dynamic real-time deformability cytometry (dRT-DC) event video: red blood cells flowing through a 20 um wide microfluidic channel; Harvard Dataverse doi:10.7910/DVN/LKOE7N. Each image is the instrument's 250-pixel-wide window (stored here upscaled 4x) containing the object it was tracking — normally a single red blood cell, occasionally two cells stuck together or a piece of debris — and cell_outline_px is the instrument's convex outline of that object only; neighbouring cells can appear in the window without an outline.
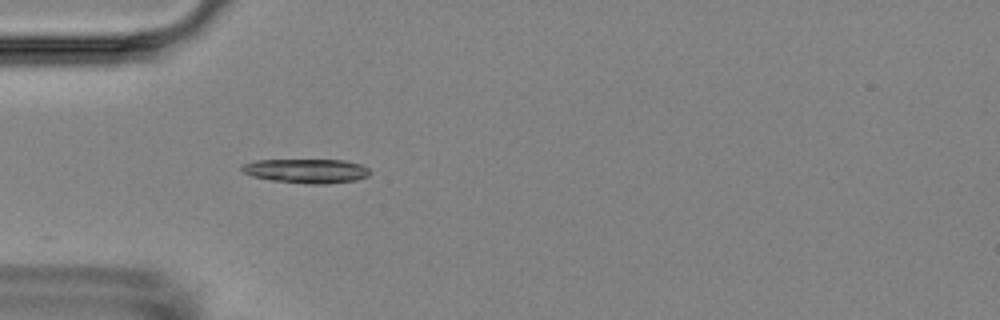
{"species": "Egyptian fruit bat (a non-hibernating species)", "species_latin": "Rousettus aegyptiacus", "temperature_condition": "room temperature", "stored_images_in_passage": 1, "camera_frame_rate_fps": 3000, "um_per_image_px": 0.085, "animal": {"sex": "female"}, "frame": {"image": 1, "passage_image": 1, "time_ms": 0.0, "image_size_px": [1000, 320], "cell_outline_px": [[372, 172], [368, 176], [356, 180], [328, 184], [304, 184], [272, 180], [252, 176], [244, 172], [240, 168], [244, 164], [256, 160], [344, 160], [360, 164], [368, 168]], "centroid_in_image_um": [26.09, 14.53], "position_along_channel_um": 58.9, "area_um2": 18.15}}